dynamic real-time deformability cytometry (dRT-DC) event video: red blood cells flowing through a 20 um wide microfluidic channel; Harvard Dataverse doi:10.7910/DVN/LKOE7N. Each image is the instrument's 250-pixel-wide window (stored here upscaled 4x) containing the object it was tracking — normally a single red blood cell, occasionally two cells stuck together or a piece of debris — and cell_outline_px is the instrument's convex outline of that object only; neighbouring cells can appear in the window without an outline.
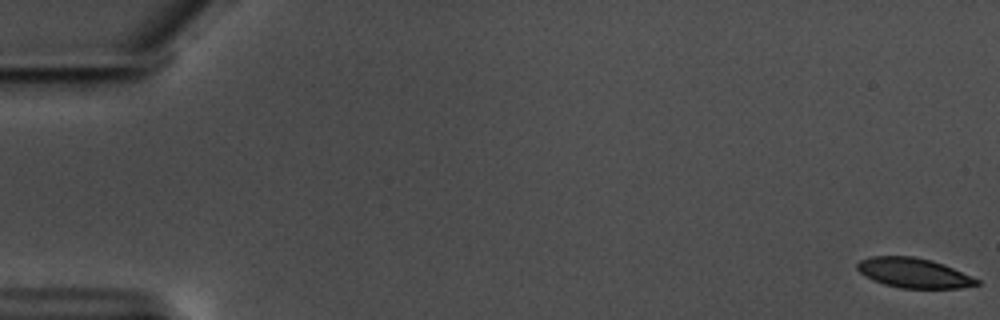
{"species": "common noctule bat (a hibernating species)", "species_latin": "Nyctalus noctula", "temperature_condition": "warm", "stored_images_in_passage": 43, "camera_frame_rate_fps": 3000, "um_per_image_px": 0.085, "animal": {"sex": "male", "body_mass_g": 17.5, "forearm_length_mm": 52.3}, "frame": {"image": 1, "passage_image": 1, "time_ms": 0.0, "image_size_px": [1000, 320], "cell_outline_px": [[980, 284], [960, 288], [900, 288], [884, 284], [872, 280], [864, 276], [856, 268], [856, 264], [860, 260], [872, 256], [912, 256], [932, 260], [944, 264], [972, 276], [980, 280]], "centroid_in_image_um": [77.66, 23.2], "position_along_channel_um": 7.3, "area_um2": 20.87}}
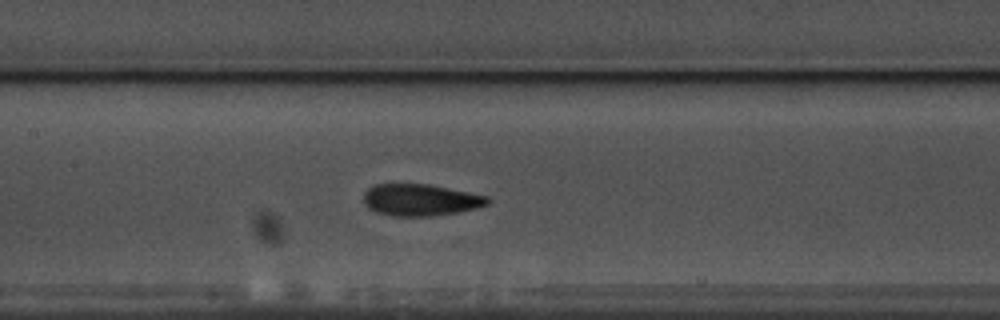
{"frame": {"image": 2, "passage_image": 29, "time_ms": 9.333, "image_size_px": [1000, 320], "cell_outline_px": [[492, 200], [488, 204], [476, 208], [460, 212], [432, 216], [392, 216], [376, 212], [368, 208], [364, 204], [364, 192], [368, 188], [376, 184], [428, 184], [488, 196]], "centroid_in_image_um": [35.74, 17.0], "position_along_channel_um": 171.7, "area_um2": 23.06}}
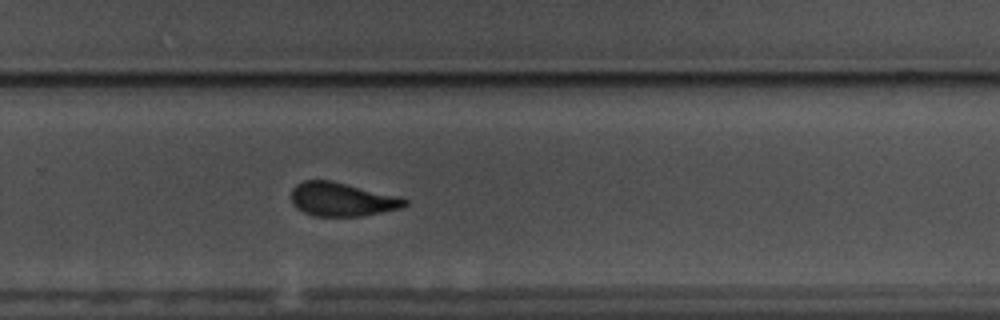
{"frame": {"image": 3, "passage_image": 40, "time_ms": 13.0, "image_size_px": [1000, 320], "cell_outline_px": [[408, 204], [404, 208], [364, 216], [316, 216], [304, 212], [296, 208], [292, 204], [292, 188], [296, 184], [304, 180], [332, 180], [400, 196], [408, 200]], "centroid_in_image_um": [29.11, 16.94], "position_along_channel_um": 300.7, "area_um2": 22.66}}